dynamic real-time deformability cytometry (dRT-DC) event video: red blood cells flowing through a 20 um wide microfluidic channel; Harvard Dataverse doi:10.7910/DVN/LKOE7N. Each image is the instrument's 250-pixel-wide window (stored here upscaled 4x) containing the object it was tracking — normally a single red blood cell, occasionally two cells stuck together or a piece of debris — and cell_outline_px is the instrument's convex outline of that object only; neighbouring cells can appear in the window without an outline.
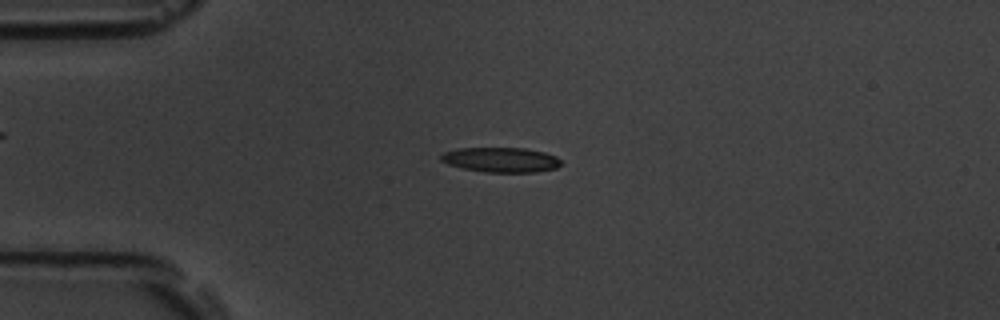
{"species": "common noctule bat (a hibernating species)", "species_latin": "Nyctalus noctula", "temperature_condition": "room temperature", "stored_images_in_passage": 45, "camera_frame_rate_fps": 3000, "um_per_image_px": 0.085, "animal": {"sex": "male", "body_mass_g": 19.5, "forearm_length_mm": 54.6}, "frame": {"image": 1, "passage_image": 3, "time_ms": 0.667, "image_size_px": [1000, 320], "cell_outline_px": [[564, 164], [556, 168], [536, 172], [484, 172], [464, 168], [448, 164], [440, 160], [440, 156], [444, 152], [460, 148], [524, 148], [544, 152], [556, 156]], "centroid_in_image_um": [42.61, 13.58], "position_along_channel_um": 42.4, "area_um2": 17.4}}
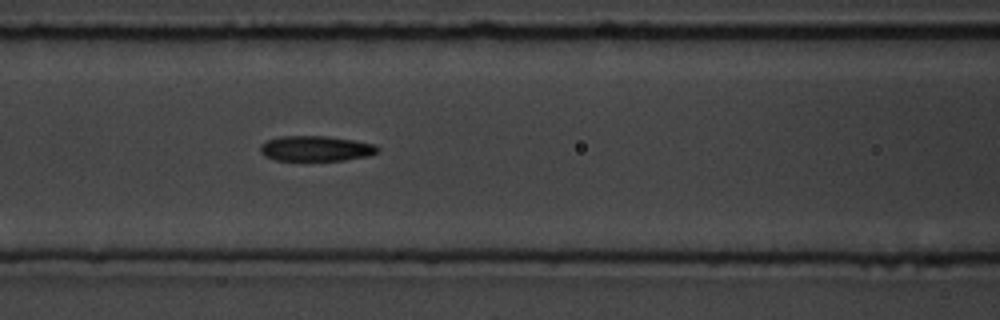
{"frame": {"image": 2, "passage_image": 13, "time_ms": 4.0, "image_size_px": [1000, 320], "cell_outline_px": [[380, 148], [376, 152], [368, 156], [344, 160], [276, 160], [264, 156], [260, 152], [260, 144], [268, 140], [280, 136], [328, 136], [352, 140], [372, 144]], "centroid_in_image_um": [26.8, 12.62], "position_along_channel_um": 139.8, "area_um2": 17.17}}
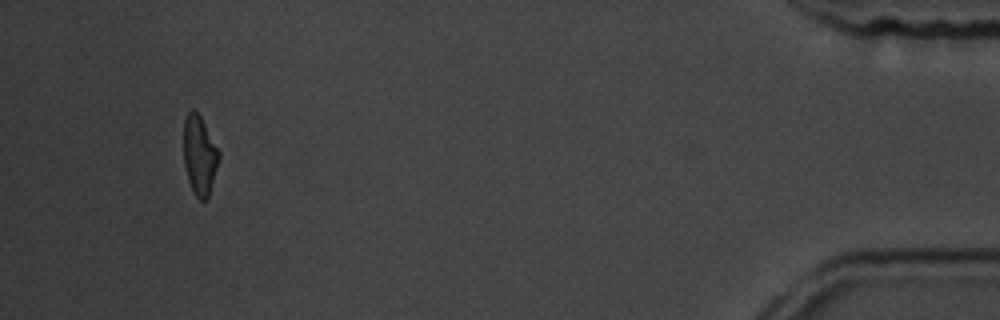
{"frame": {"image": 3, "passage_image": 42, "time_ms": 13.667, "image_size_px": [1000, 320], "cell_outline_px": [[220, 156], [208, 196], [204, 200], [200, 200], [192, 192], [188, 180], [184, 164], [184, 116], [192, 108], [200, 116], [220, 152]], "centroid_in_image_um": [16.94, 13.18], "position_along_channel_um": 418.3, "area_um2": 16.13}, "authors_computed_cell_mechanics": {"area_um2": 17.5712, "velocity_mm_per_s": 3.6496, "shape_relaxation_time_tau1_ms": 3.3542, "shape_relaxation_time_tau2_ms": 4.3626, "deformation_change_tau1": 0.1836, "deformation_change_tau2": 0.1179}}